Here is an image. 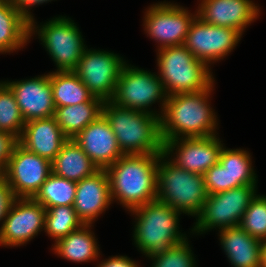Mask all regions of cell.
<instances>
[{
	"label": "cell",
	"instance_id": "cell-1",
	"mask_svg": "<svg viewBox=\"0 0 266 267\" xmlns=\"http://www.w3.org/2000/svg\"><path fill=\"white\" fill-rule=\"evenodd\" d=\"M213 85L214 83L198 92L167 96L165 108L160 117L163 141L217 135L215 134L218 126L217 115L208 102Z\"/></svg>",
	"mask_w": 266,
	"mask_h": 267
},
{
	"label": "cell",
	"instance_id": "cell-2",
	"mask_svg": "<svg viewBox=\"0 0 266 267\" xmlns=\"http://www.w3.org/2000/svg\"><path fill=\"white\" fill-rule=\"evenodd\" d=\"M161 154L123 155L106 168L112 203L129 211L157 200V165Z\"/></svg>",
	"mask_w": 266,
	"mask_h": 267
},
{
	"label": "cell",
	"instance_id": "cell-3",
	"mask_svg": "<svg viewBox=\"0 0 266 267\" xmlns=\"http://www.w3.org/2000/svg\"><path fill=\"white\" fill-rule=\"evenodd\" d=\"M103 115L124 155L163 153L159 115L122 108L110 101H104Z\"/></svg>",
	"mask_w": 266,
	"mask_h": 267
},
{
	"label": "cell",
	"instance_id": "cell-4",
	"mask_svg": "<svg viewBox=\"0 0 266 267\" xmlns=\"http://www.w3.org/2000/svg\"><path fill=\"white\" fill-rule=\"evenodd\" d=\"M130 212L137 216L134 244L148 258L165 252L187 238L186 234L179 231L181 213L159 200L148 202Z\"/></svg>",
	"mask_w": 266,
	"mask_h": 267
},
{
	"label": "cell",
	"instance_id": "cell-5",
	"mask_svg": "<svg viewBox=\"0 0 266 267\" xmlns=\"http://www.w3.org/2000/svg\"><path fill=\"white\" fill-rule=\"evenodd\" d=\"M207 197L204 175L179 168L165 154L160 155L157 165V200L180 213L197 217Z\"/></svg>",
	"mask_w": 266,
	"mask_h": 267
},
{
	"label": "cell",
	"instance_id": "cell-6",
	"mask_svg": "<svg viewBox=\"0 0 266 267\" xmlns=\"http://www.w3.org/2000/svg\"><path fill=\"white\" fill-rule=\"evenodd\" d=\"M158 76L167 96L198 92L215 83L210 66L196 59L184 46H169L158 49Z\"/></svg>",
	"mask_w": 266,
	"mask_h": 267
},
{
	"label": "cell",
	"instance_id": "cell-7",
	"mask_svg": "<svg viewBox=\"0 0 266 267\" xmlns=\"http://www.w3.org/2000/svg\"><path fill=\"white\" fill-rule=\"evenodd\" d=\"M48 21L38 27L33 20L30 23V38L37 32L55 62L56 71L74 70L87 47L79 27L71 18L62 15Z\"/></svg>",
	"mask_w": 266,
	"mask_h": 267
},
{
	"label": "cell",
	"instance_id": "cell-8",
	"mask_svg": "<svg viewBox=\"0 0 266 267\" xmlns=\"http://www.w3.org/2000/svg\"><path fill=\"white\" fill-rule=\"evenodd\" d=\"M161 102V113L149 108L155 102ZM167 94L158 74L125 64L116 84L110 102L122 108L148 112L154 115L163 114ZM150 110V111H149Z\"/></svg>",
	"mask_w": 266,
	"mask_h": 267
},
{
	"label": "cell",
	"instance_id": "cell-9",
	"mask_svg": "<svg viewBox=\"0 0 266 267\" xmlns=\"http://www.w3.org/2000/svg\"><path fill=\"white\" fill-rule=\"evenodd\" d=\"M256 187L242 185L208 195L191 231L203 234L216 227L221 230L239 226L251 200L256 196Z\"/></svg>",
	"mask_w": 266,
	"mask_h": 267
},
{
	"label": "cell",
	"instance_id": "cell-10",
	"mask_svg": "<svg viewBox=\"0 0 266 267\" xmlns=\"http://www.w3.org/2000/svg\"><path fill=\"white\" fill-rule=\"evenodd\" d=\"M125 64L116 53L86 48L73 71L94 97L110 101Z\"/></svg>",
	"mask_w": 266,
	"mask_h": 267
},
{
	"label": "cell",
	"instance_id": "cell-11",
	"mask_svg": "<svg viewBox=\"0 0 266 267\" xmlns=\"http://www.w3.org/2000/svg\"><path fill=\"white\" fill-rule=\"evenodd\" d=\"M51 173L49 160L29 152L18 143L1 176L15 198H33Z\"/></svg>",
	"mask_w": 266,
	"mask_h": 267
},
{
	"label": "cell",
	"instance_id": "cell-12",
	"mask_svg": "<svg viewBox=\"0 0 266 267\" xmlns=\"http://www.w3.org/2000/svg\"><path fill=\"white\" fill-rule=\"evenodd\" d=\"M180 5L161 2L150 6L144 17V30L160 45L158 49L183 45L191 22L197 16Z\"/></svg>",
	"mask_w": 266,
	"mask_h": 267
},
{
	"label": "cell",
	"instance_id": "cell-13",
	"mask_svg": "<svg viewBox=\"0 0 266 267\" xmlns=\"http://www.w3.org/2000/svg\"><path fill=\"white\" fill-rule=\"evenodd\" d=\"M241 36L235 29L207 24L196 16L190 24L183 45L196 59L209 66L227 56L236 47Z\"/></svg>",
	"mask_w": 266,
	"mask_h": 267
},
{
	"label": "cell",
	"instance_id": "cell-14",
	"mask_svg": "<svg viewBox=\"0 0 266 267\" xmlns=\"http://www.w3.org/2000/svg\"><path fill=\"white\" fill-rule=\"evenodd\" d=\"M46 209L33 198H15L0 227L1 246H21L45 229Z\"/></svg>",
	"mask_w": 266,
	"mask_h": 267
},
{
	"label": "cell",
	"instance_id": "cell-15",
	"mask_svg": "<svg viewBox=\"0 0 266 267\" xmlns=\"http://www.w3.org/2000/svg\"><path fill=\"white\" fill-rule=\"evenodd\" d=\"M163 143V154L167 157L171 154L172 157L174 153V159L169 158L171 162L188 172L201 175L219 162L224 147L216 135L203 138H178Z\"/></svg>",
	"mask_w": 266,
	"mask_h": 267
},
{
	"label": "cell",
	"instance_id": "cell-16",
	"mask_svg": "<svg viewBox=\"0 0 266 267\" xmlns=\"http://www.w3.org/2000/svg\"><path fill=\"white\" fill-rule=\"evenodd\" d=\"M13 91L25 122L54 116L52 86L49 73L20 81H5Z\"/></svg>",
	"mask_w": 266,
	"mask_h": 267
},
{
	"label": "cell",
	"instance_id": "cell-17",
	"mask_svg": "<svg viewBox=\"0 0 266 267\" xmlns=\"http://www.w3.org/2000/svg\"><path fill=\"white\" fill-rule=\"evenodd\" d=\"M73 140L82 148L98 169H106L124 154L107 118L102 114Z\"/></svg>",
	"mask_w": 266,
	"mask_h": 267
},
{
	"label": "cell",
	"instance_id": "cell-18",
	"mask_svg": "<svg viewBox=\"0 0 266 267\" xmlns=\"http://www.w3.org/2000/svg\"><path fill=\"white\" fill-rule=\"evenodd\" d=\"M259 6L251 0H202L196 11L205 23L229 27L243 34L259 16Z\"/></svg>",
	"mask_w": 266,
	"mask_h": 267
},
{
	"label": "cell",
	"instance_id": "cell-19",
	"mask_svg": "<svg viewBox=\"0 0 266 267\" xmlns=\"http://www.w3.org/2000/svg\"><path fill=\"white\" fill-rule=\"evenodd\" d=\"M110 183L105 169L77 182L73 207L83 224H92L111 204Z\"/></svg>",
	"mask_w": 266,
	"mask_h": 267
},
{
	"label": "cell",
	"instance_id": "cell-20",
	"mask_svg": "<svg viewBox=\"0 0 266 267\" xmlns=\"http://www.w3.org/2000/svg\"><path fill=\"white\" fill-rule=\"evenodd\" d=\"M67 140L55 117L52 116L25 122L18 143L29 152L52 162Z\"/></svg>",
	"mask_w": 266,
	"mask_h": 267
},
{
	"label": "cell",
	"instance_id": "cell-21",
	"mask_svg": "<svg viewBox=\"0 0 266 267\" xmlns=\"http://www.w3.org/2000/svg\"><path fill=\"white\" fill-rule=\"evenodd\" d=\"M219 240L234 267H262V241L239 226L219 230Z\"/></svg>",
	"mask_w": 266,
	"mask_h": 267
},
{
	"label": "cell",
	"instance_id": "cell-22",
	"mask_svg": "<svg viewBox=\"0 0 266 267\" xmlns=\"http://www.w3.org/2000/svg\"><path fill=\"white\" fill-rule=\"evenodd\" d=\"M52 173L58 177L78 182L99 169L73 140L68 139L51 162Z\"/></svg>",
	"mask_w": 266,
	"mask_h": 267
},
{
	"label": "cell",
	"instance_id": "cell-23",
	"mask_svg": "<svg viewBox=\"0 0 266 267\" xmlns=\"http://www.w3.org/2000/svg\"><path fill=\"white\" fill-rule=\"evenodd\" d=\"M103 104L102 99L93 96L82 104L55 107L54 117L65 136L73 139L103 114Z\"/></svg>",
	"mask_w": 266,
	"mask_h": 267
},
{
	"label": "cell",
	"instance_id": "cell-24",
	"mask_svg": "<svg viewBox=\"0 0 266 267\" xmlns=\"http://www.w3.org/2000/svg\"><path fill=\"white\" fill-rule=\"evenodd\" d=\"M30 39V23L11 2L0 3V53L14 52Z\"/></svg>",
	"mask_w": 266,
	"mask_h": 267
},
{
	"label": "cell",
	"instance_id": "cell-25",
	"mask_svg": "<svg viewBox=\"0 0 266 267\" xmlns=\"http://www.w3.org/2000/svg\"><path fill=\"white\" fill-rule=\"evenodd\" d=\"M92 224H83L80 228L69 233L53 245V250L58 256L72 262H89L99 256V247L94 233L91 232Z\"/></svg>",
	"mask_w": 266,
	"mask_h": 267
},
{
	"label": "cell",
	"instance_id": "cell-26",
	"mask_svg": "<svg viewBox=\"0 0 266 267\" xmlns=\"http://www.w3.org/2000/svg\"><path fill=\"white\" fill-rule=\"evenodd\" d=\"M55 107L82 104L93 95L73 70L49 72Z\"/></svg>",
	"mask_w": 266,
	"mask_h": 267
},
{
	"label": "cell",
	"instance_id": "cell-27",
	"mask_svg": "<svg viewBox=\"0 0 266 267\" xmlns=\"http://www.w3.org/2000/svg\"><path fill=\"white\" fill-rule=\"evenodd\" d=\"M251 158L249 152L244 149L222 148L219 163L228 172L229 190L242 185L257 184Z\"/></svg>",
	"mask_w": 266,
	"mask_h": 267
},
{
	"label": "cell",
	"instance_id": "cell-28",
	"mask_svg": "<svg viewBox=\"0 0 266 267\" xmlns=\"http://www.w3.org/2000/svg\"><path fill=\"white\" fill-rule=\"evenodd\" d=\"M77 182L51 173L33 199L45 209L54 206L73 205Z\"/></svg>",
	"mask_w": 266,
	"mask_h": 267
},
{
	"label": "cell",
	"instance_id": "cell-29",
	"mask_svg": "<svg viewBox=\"0 0 266 267\" xmlns=\"http://www.w3.org/2000/svg\"><path fill=\"white\" fill-rule=\"evenodd\" d=\"M83 222L78 218L73 205L54 206L46 209L45 229L55 243L80 228Z\"/></svg>",
	"mask_w": 266,
	"mask_h": 267
},
{
	"label": "cell",
	"instance_id": "cell-30",
	"mask_svg": "<svg viewBox=\"0 0 266 267\" xmlns=\"http://www.w3.org/2000/svg\"><path fill=\"white\" fill-rule=\"evenodd\" d=\"M24 125L13 91L5 82H0V131L10 133L19 140Z\"/></svg>",
	"mask_w": 266,
	"mask_h": 267
},
{
	"label": "cell",
	"instance_id": "cell-31",
	"mask_svg": "<svg viewBox=\"0 0 266 267\" xmlns=\"http://www.w3.org/2000/svg\"><path fill=\"white\" fill-rule=\"evenodd\" d=\"M239 227L258 240L266 239V196L256 194L246 209Z\"/></svg>",
	"mask_w": 266,
	"mask_h": 267
},
{
	"label": "cell",
	"instance_id": "cell-32",
	"mask_svg": "<svg viewBox=\"0 0 266 267\" xmlns=\"http://www.w3.org/2000/svg\"><path fill=\"white\" fill-rule=\"evenodd\" d=\"M187 239L163 253L149 257L153 260L152 267H196L194 254Z\"/></svg>",
	"mask_w": 266,
	"mask_h": 267
},
{
	"label": "cell",
	"instance_id": "cell-33",
	"mask_svg": "<svg viewBox=\"0 0 266 267\" xmlns=\"http://www.w3.org/2000/svg\"><path fill=\"white\" fill-rule=\"evenodd\" d=\"M204 183L208 195L229 190L228 172L218 162L204 173Z\"/></svg>",
	"mask_w": 266,
	"mask_h": 267
},
{
	"label": "cell",
	"instance_id": "cell-34",
	"mask_svg": "<svg viewBox=\"0 0 266 267\" xmlns=\"http://www.w3.org/2000/svg\"><path fill=\"white\" fill-rule=\"evenodd\" d=\"M17 144L18 139L14 135L0 131V175L6 169L14 147Z\"/></svg>",
	"mask_w": 266,
	"mask_h": 267
},
{
	"label": "cell",
	"instance_id": "cell-35",
	"mask_svg": "<svg viewBox=\"0 0 266 267\" xmlns=\"http://www.w3.org/2000/svg\"><path fill=\"white\" fill-rule=\"evenodd\" d=\"M14 199L15 197L12 190L5 179L0 175V222L6 217Z\"/></svg>",
	"mask_w": 266,
	"mask_h": 267
},
{
	"label": "cell",
	"instance_id": "cell-36",
	"mask_svg": "<svg viewBox=\"0 0 266 267\" xmlns=\"http://www.w3.org/2000/svg\"><path fill=\"white\" fill-rule=\"evenodd\" d=\"M52 0H12L13 6L17 11L29 22L31 23L34 18L30 12V7L35 5H40L42 3H47Z\"/></svg>",
	"mask_w": 266,
	"mask_h": 267
},
{
	"label": "cell",
	"instance_id": "cell-37",
	"mask_svg": "<svg viewBox=\"0 0 266 267\" xmlns=\"http://www.w3.org/2000/svg\"><path fill=\"white\" fill-rule=\"evenodd\" d=\"M98 267H139L138 263L127 256H112L101 261Z\"/></svg>",
	"mask_w": 266,
	"mask_h": 267
},
{
	"label": "cell",
	"instance_id": "cell-38",
	"mask_svg": "<svg viewBox=\"0 0 266 267\" xmlns=\"http://www.w3.org/2000/svg\"><path fill=\"white\" fill-rule=\"evenodd\" d=\"M262 267H266V239L262 241Z\"/></svg>",
	"mask_w": 266,
	"mask_h": 267
},
{
	"label": "cell",
	"instance_id": "cell-39",
	"mask_svg": "<svg viewBox=\"0 0 266 267\" xmlns=\"http://www.w3.org/2000/svg\"><path fill=\"white\" fill-rule=\"evenodd\" d=\"M1 1H7V2H12V0H1Z\"/></svg>",
	"mask_w": 266,
	"mask_h": 267
}]
</instances>
